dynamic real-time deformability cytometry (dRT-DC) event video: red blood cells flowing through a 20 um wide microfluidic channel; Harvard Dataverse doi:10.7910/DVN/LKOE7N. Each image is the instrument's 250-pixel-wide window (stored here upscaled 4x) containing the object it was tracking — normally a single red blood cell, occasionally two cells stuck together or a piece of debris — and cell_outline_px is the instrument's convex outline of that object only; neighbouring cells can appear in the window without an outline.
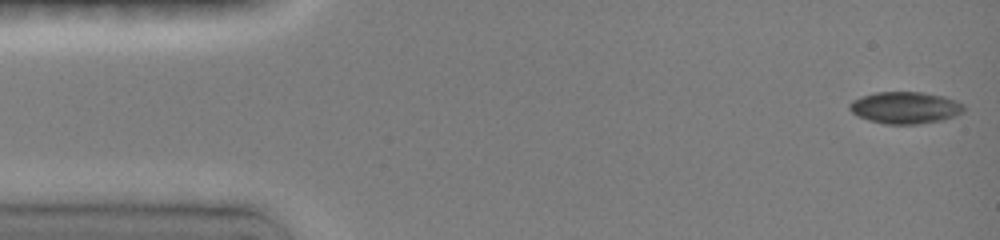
{"species": "common noctule bat (a hibernating species)", "species_latin": "Nyctalus noctula", "temperature_condition": "room temperature", "stored_images_in_passage": 9, "camera_frame_rate_fps": 3000, "um_per_image_px": 0.085, "animal": {"sex": "female", "body_mass_g": 19.0, "forearm_length_mm": 51.5}, "frame": {"image": 1, "passage_image": 1, "time_ms": 0.0, "image_size_px": [1000, 240], "cell_outline_px": [[964, 112], [956, 116], [944, 120], [916, 124], [884, 124], [868, 120], [852, 112], [848, 108], [848, 104], [852, 100], [860, 96], [876, 92], [920, 92], [944, 96], [956, 100], [964, 104]], "centroid_in_image_um": [76.95, 9.15], "position_along_channel_um": 8.0, "area_um2": 21.44}}
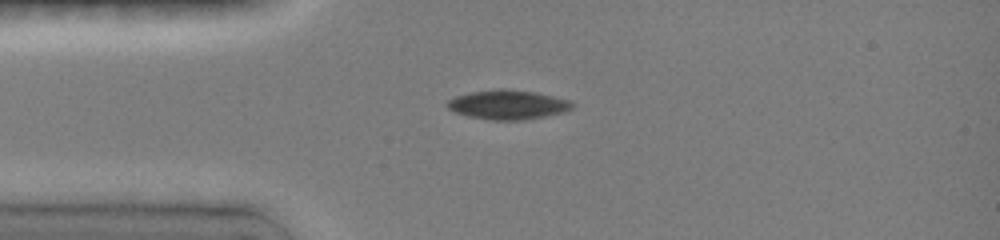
{"frame": {"image": 2, "passage_image": 8, "time_ms": 3.333, "image_size_px": [1000, 240], "cell_outline_px": [[576, 104], [572, 108], [564, 112], [524, 120], [488, 120], [468, 116], [456, 112], [448, 108], [444, 104], [448, 100], [456, 96], [472, 92], [536, 92], [572, 100]], "centroid_in_image_um": [43.22, 8.95], "position_along_channel_um": 41.8, "area_um2": 20.58}}